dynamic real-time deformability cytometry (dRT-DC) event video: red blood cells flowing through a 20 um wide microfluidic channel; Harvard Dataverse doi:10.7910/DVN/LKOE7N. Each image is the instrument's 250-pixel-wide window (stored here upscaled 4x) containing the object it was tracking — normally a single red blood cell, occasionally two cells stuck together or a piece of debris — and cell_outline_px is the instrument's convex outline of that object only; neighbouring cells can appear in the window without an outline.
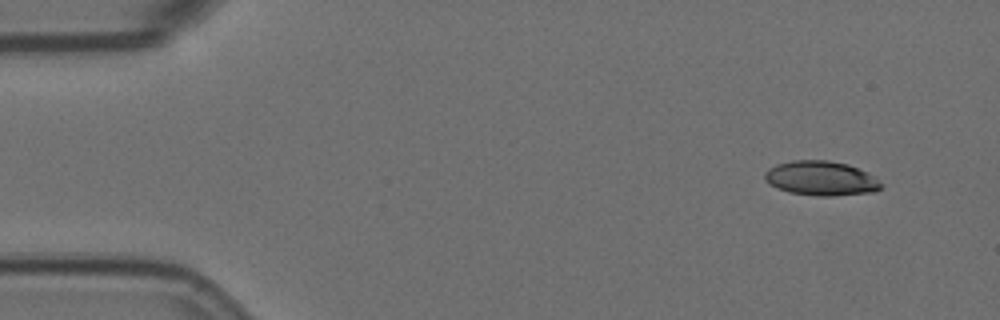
{"species": "Egyptian fruit bat (a non-hibernating species)", "species_latin": "Rousettus aegyptiacus", "temperature_condition": "room temperature", "stored_images_in_passage": 4, "segment_of_instrument_passage": [2, 2], "camera_frame_rate_fps": 3000, "um_per_image_px": 0.085, "animal": {"sex": "female"}, "frame": {"image": 1, "passage_image": 4, "time_ms": 1.0, "image_size_px": [1000, 320], "cell_outline_px": [[880, 188], [876, 192], [832, 196], [816, 196], [788, 192], [776, 188], [768, 184], [764, 176], [764, 172], [768, 168], [776, 164], [792, 160], [828, 160], [848, 164], [868, 172], [880, 184]], "centroid_in_image_um": [69.74, 15.16], "position_along_channel_um": 15.3, "area_um2": 23.52}}